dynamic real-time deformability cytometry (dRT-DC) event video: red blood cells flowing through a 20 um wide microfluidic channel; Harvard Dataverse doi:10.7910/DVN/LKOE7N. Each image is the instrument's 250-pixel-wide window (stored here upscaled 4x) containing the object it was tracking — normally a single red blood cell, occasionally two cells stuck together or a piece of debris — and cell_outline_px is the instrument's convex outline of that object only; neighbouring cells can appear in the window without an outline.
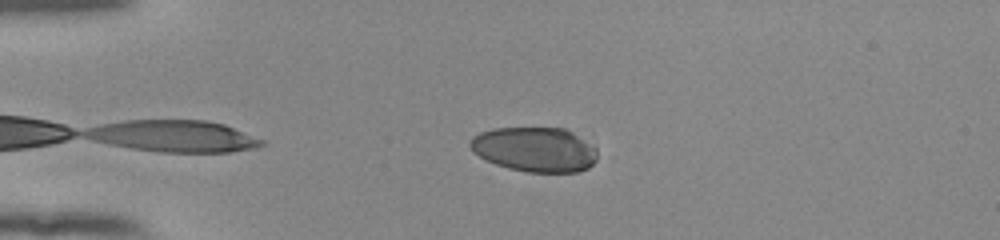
{"species": "human", "species_latin": "Homo sapiens", "temperature_condition": "room temperature", "stored_images_in_passage": 34, "camera_frame_rate_fps": 3000, "um_per_image_px": 0.085, "donor": {"sex": "female"}, "frame": {"image": 1, "passage_image": 5, "time_ms": 1.333, "image_size_px": [1000, 240], "cell_outline_px": [[596, 160], [588, 168], [576, 172], [528, 172], [508, 168], [496, 164], [472, 152], [468, 144], [472, 136], [480, 132], [492, 128], [564, 128], [572, 132], [596, 148]], "centroid_in_image_um": [45.42, 12.7], "position_along_channel_um": 39.6, "area_um2": 33.06}}
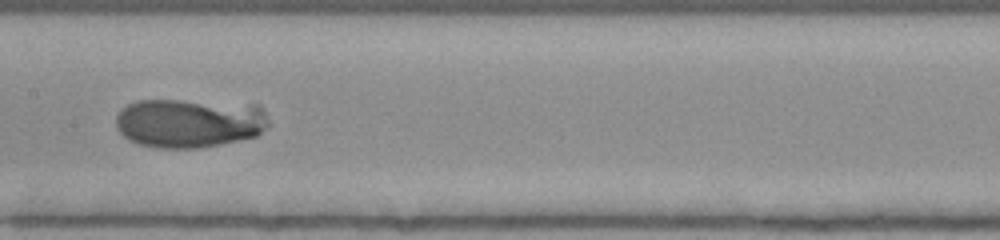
{"frame": {"image": 2, "passage_image": 20, "time_ms": 6.333, "image_size_px": [1000, 240], "cell_outline_px": [[268, 128], [256, 136], [220, 144], [196, 148], [156, 148], [140, 144], [124, 136], [116, 128], [116, 116], [128, 104], [136, 100], [180, 100], [260, 104], [268, 120]], "centroid_in_image_um": [16.12, 10.44], "position_along_channel_um": 191.3, "area_um2": 43.99}}
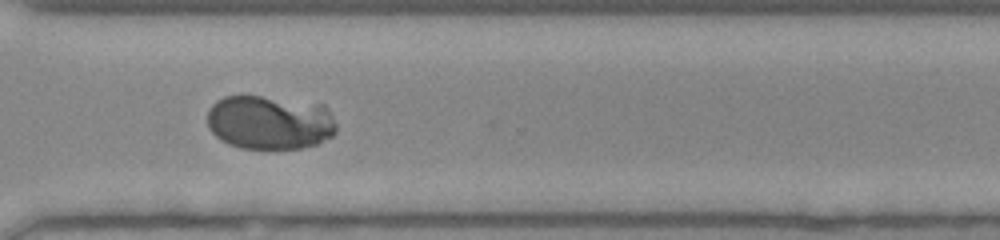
{"frame": {"image": 3, "passage_image": 32, "time_ms": 10.333, "image_size_px": [1000, 240], "cell_outline_px": [[336, 132], [332, 136], [316, 144], [300, 148], [240, 148], [228, 144], [220, 140], [208, 128], [208, 108], [216, 100], [224, 96], [260, 96], [324, 104], [328, 108], [336, 124]], "centroid_in_image_um": [22.92, 10.39], "position_along_channel_um": 347.7, "area_um2": 40.92}, "authors_computed_cell_mechanics": {"area_um2": 42.3674, "velocity_mm_per_s": 3.9053, "shape_relaxation_time_tau1_ms": 4.2672, "shape_relaxation_time_tau2_ms": null, "deformation_change_tau1": 0.2049, "deformation_change_tau2": null}}